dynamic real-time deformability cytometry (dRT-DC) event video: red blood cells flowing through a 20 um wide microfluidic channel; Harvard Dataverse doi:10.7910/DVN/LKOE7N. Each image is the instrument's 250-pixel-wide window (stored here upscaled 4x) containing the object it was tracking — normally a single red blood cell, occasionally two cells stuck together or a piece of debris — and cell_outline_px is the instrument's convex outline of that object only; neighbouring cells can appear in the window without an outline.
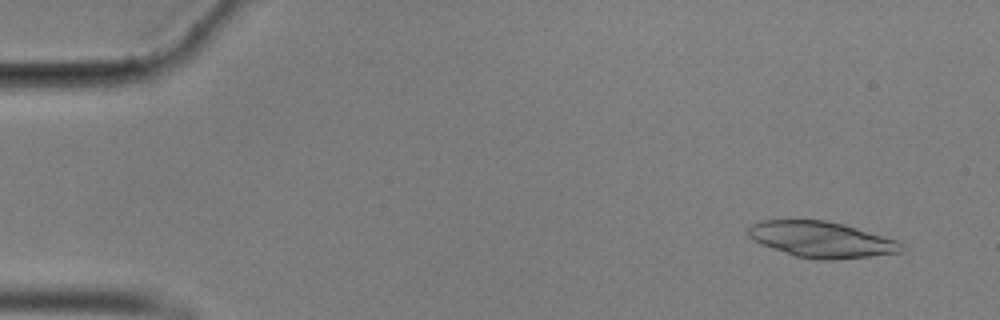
{"species": "common noctule bat (a hibernating species)", "species_latin": "Nyctalus noctula", "temperature_condition": "cold", "stored_images_in_passage": 31, "camera_frame_rate_fps": 3000, "um_per_image_px": 0.085, "animal": {"sex": "male", "body_mass_g": 17.9}, "frame": {"image": 1, "passage_image": 4, "time_ms": 1.0, "image_size_px": [1000, 320], "cell_outline_px": [[900, 252], [872, 256], [832, 260], [820, 260], [796, 256], [760, 244], [752, 240], [748, 236], [748, 228], [752, 224], [760, 220], [824, 220], [844, 224], [896, 240], [900, 244]], "centroid_in_image_um": [69.75, 20.35], "position_along_channel_um": 15.2, "area_um2": 31.79}}